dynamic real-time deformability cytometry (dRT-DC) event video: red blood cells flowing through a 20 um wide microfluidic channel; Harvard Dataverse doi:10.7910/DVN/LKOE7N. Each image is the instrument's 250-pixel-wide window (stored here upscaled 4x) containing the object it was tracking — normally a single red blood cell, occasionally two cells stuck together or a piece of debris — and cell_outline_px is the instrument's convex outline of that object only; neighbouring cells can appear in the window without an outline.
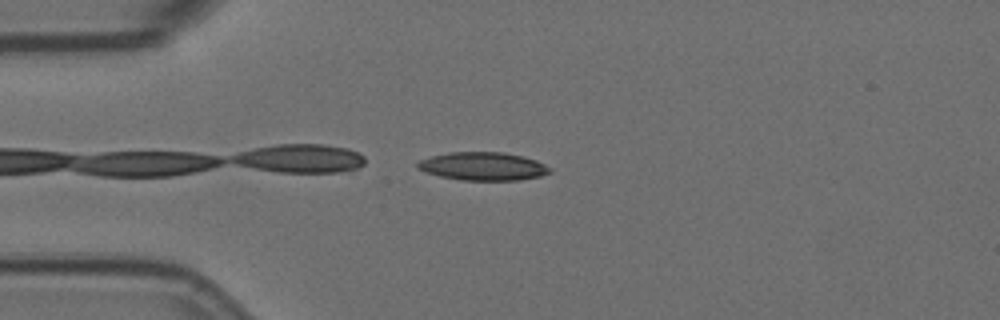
{"species": "Egyptian fruit bat (a non-hibernating species)", "species_latin": "Rousettus aegyptiacus", "temperature_condition": "room temperature", "stored_images_in_passage": 6, "camera_frame_rate_fps": 3000, "um_per_image_px": 0.085, "animal": {"sex": "female"}, "frame": {"image": 1, "passage_image": 4, "time_ms": 1.0, "image_size_px": [1000, 320], "cell_outline_px": [[552, 172], [540, 176], [520, 180], [460, 180], [440, 176], [416, 168], [416, 164], [420, 160], [432, 156], [448, 152], [504, 152], [536, 160], [552, 168]], "centroid_in_image_um": [41.07, 14.13], "position_along_channel_um": 43.9, "area_um2": 21.68}}
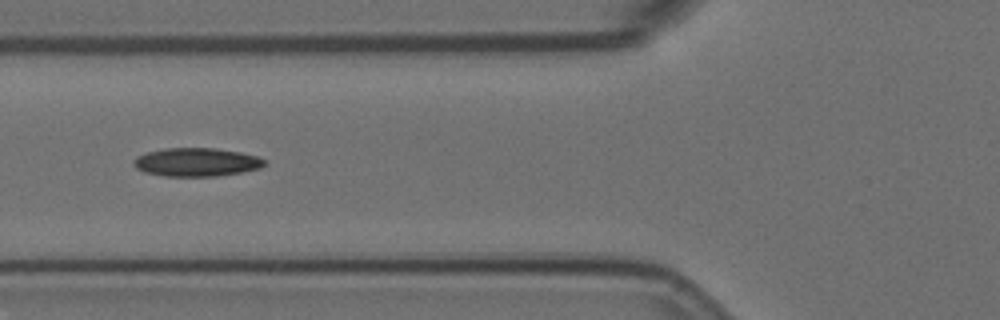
{"frame": {"image": 2, "passage_image": 6, "time_ms": 1.667, "image_size_px": [1000, 320], "cell_outline_px": [[268, 164], [260, 168], [240, 172], [216, 176], [164, 176], [144, 172], [136, 168], [132, 164], [132, 160], [136, 156], [148, 152], [164, 148], [216, 148], [240, 152], [256, 156], [268, 160]], "centroid_in_image_um": [16.7, 13.78], "position_along_channel_um": 109.1, "area_um2": 21.85}}